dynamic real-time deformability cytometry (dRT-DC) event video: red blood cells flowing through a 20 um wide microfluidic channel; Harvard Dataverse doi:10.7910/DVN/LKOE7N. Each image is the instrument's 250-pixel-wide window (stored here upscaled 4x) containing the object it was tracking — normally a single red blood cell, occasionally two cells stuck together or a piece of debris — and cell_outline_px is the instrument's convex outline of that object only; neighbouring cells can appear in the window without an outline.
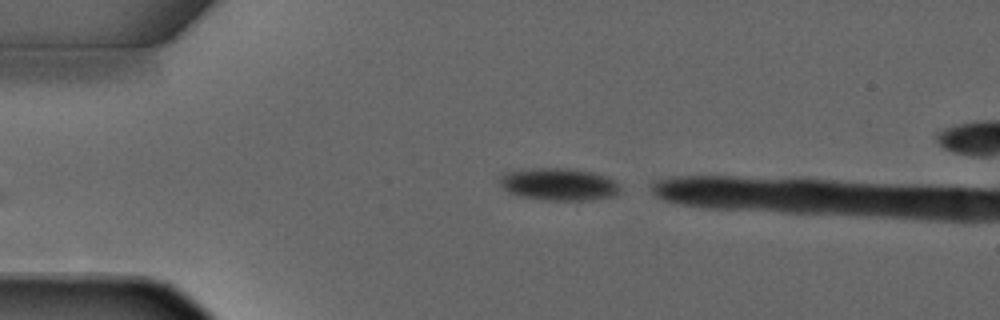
{"species": "common noctule bat (a hibernating species)", "species_latin": "Nyctalus noctula", "temperature_condition": "warm", "stored_images_in_passage": 3, "camera_frame_rate_fps": 3000, "um_per_image_px": 0.085, "animal": {"sex": "male", "forearm_length_mm": 52.5}, "frame": {"image": 1, "passage_image": 3, "time_ms": 2.333, "image_size_px": [1000, 320], "cell_outline_px": [[620, 196], [592, 200], [544, 200], [520, 196], [508, 192], [500, 184], [500, 176], [504, 172], [536, 168], [568, 168], [592, 172], [608, 176], [616, 180], [620, 184]], "centroid_in_image_um": [47.58, 15.67], "position_along_channel_um": 37.4, "area_um2": 23.12}}